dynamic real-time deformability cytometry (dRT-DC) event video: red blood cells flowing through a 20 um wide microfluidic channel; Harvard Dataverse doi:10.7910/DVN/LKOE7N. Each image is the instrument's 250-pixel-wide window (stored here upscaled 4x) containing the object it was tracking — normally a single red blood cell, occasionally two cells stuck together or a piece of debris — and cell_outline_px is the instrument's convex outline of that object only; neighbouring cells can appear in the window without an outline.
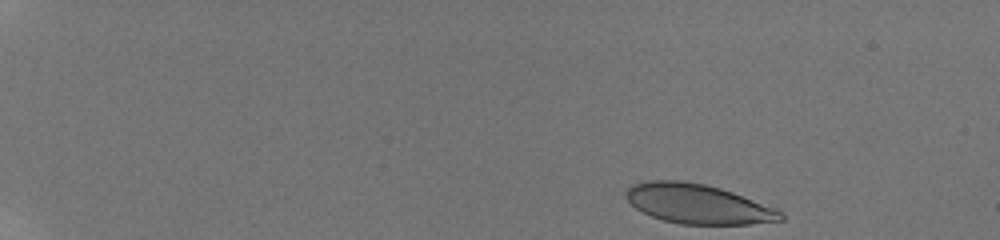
{"species": "human", "species_latin": "Homo sapiens", "temperature_condition": "room temperature", "stored_images_in_passage": 32, "camera_frame_rate_fps": 3000, "um_per_image_px": 0.085, "donor": {"sex": "male"}, "frame": {"image": 1, "passage_image": 1, "time_ms": 0.0, "image_size_px": [1000, 240], "cell_outline_px": [[784, 220], [748, 224], [680, 224], [664, 220], [652, 216], [636, 208], [628, 200], [624, 192], [632, 184], [648, 180], [684, 180], [704, 184], [720, 188], [732, 192], [776, 208], [784, 216]], "centroid_in_image_um": [59.31, 17.32], "position_along_channel_um": 25.7, "area_um2": 35.49}}
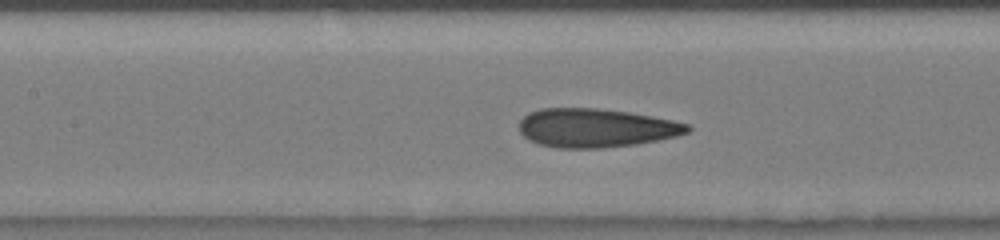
{"frame": {"image": 2, "passage_image": 15, "time_ms": 4.667, "image_size_px": [1000, 240], "cell_outline_px": [[692, 128], [688, 132], [676, 136], [636, 144], [604, 148], [556, 148], [540, 144], [528, 140], [520, 132], [520, 120], [528, 112], [540, 108], [596, 108], [628, 112], [652, 116], [672, 120], [688, 124]], "centroid_in_image_um": [50.62, 10.87], "position_along_channel_um": 156.8, "area_um2": 38.03}}
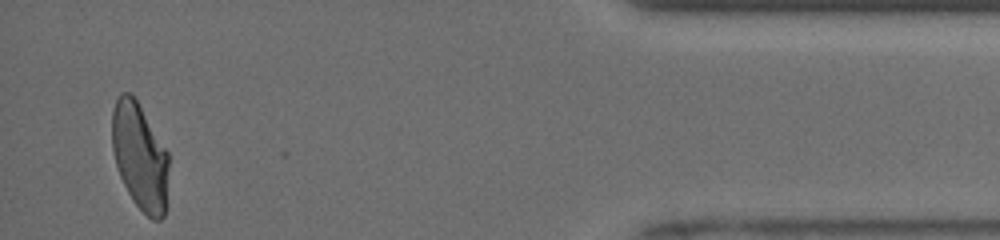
{"frame": {"image": 3, "passage_image": 31, "time_ms": 10.0, "image_size_px": [1000, 240], "cell_outline_px": [[168, 168], [164, 216], [160, 220], [152, 220], [132, 200], [120, 176], [116, 164], [112, 148], [112, 112], [116, 100], [120, 92], [128, 92], [136, 100], [168, 152]], "centroid_in_image_um": [11.87, 13.3], "position_along_channel_um": 423.3, "area_um2": 34.8}}